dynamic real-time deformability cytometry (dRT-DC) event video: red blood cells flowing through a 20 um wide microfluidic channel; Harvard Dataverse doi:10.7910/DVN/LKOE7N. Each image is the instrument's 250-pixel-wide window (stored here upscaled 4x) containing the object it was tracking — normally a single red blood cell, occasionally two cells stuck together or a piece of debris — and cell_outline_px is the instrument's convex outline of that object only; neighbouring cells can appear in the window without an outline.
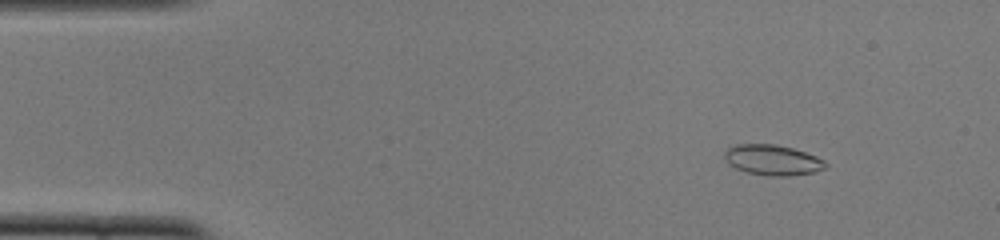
{"species": "common noctule bat (a hibernating species)", "species_latin": "Nyctalus noctula", "temperature_condition": "cold", "stored_images_in_passage": 52, "camera_frame_rate_fps": 3000, "um_per_image_px": 0.085, "animal": {"sex": "female", "body_mass_g": 22.0, "forearm_length_mm": 56.7}, "frame": {"image": 1, "passage_image": 6, "time_ms": 1.667, "image_size_px": [1000, 240], "cell_outline_px": [[828, 164], [824, 168], [816, 172], [788, 176], [768, 176], [748, 172], [736, 168], [728, 164], [724, 160], [724, 152], [728, 148], [736, 144], [776, 144], [792, 148], [816, 156], [824, 160]], "centroid_in_image_um": [65.66, 13.6], "position_along_channel_um": 19.3, "area_um2": 17.98}}
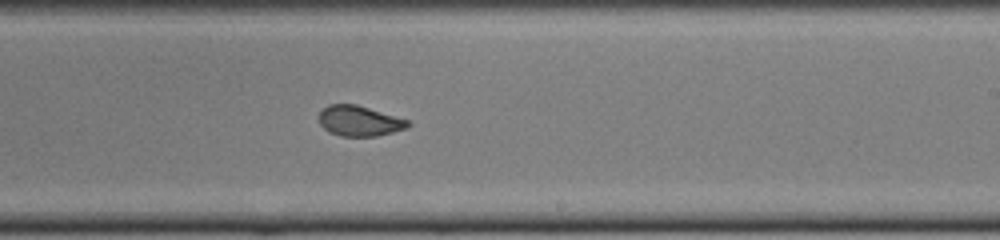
{"frame": {"image": 2, "passage_image": 31, "time_ms": 10.0, "image_size_px": [1000, 240], "cell_outline_px": [[412, 124], [408, 128], [376, 136], [340, 136], [328, 132], [320, 124], [320, 112], [328, 104], [356, 104], [408, 120]], "centroid_in_image_um": [30.55, 10.28], "position_along_channel_um": 258.4, "area_um2": 15.66}}
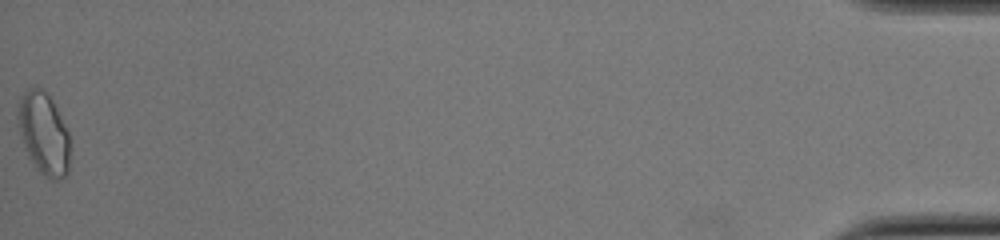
{"frame": {"image": 3, "passage_image": 52, "time_ms": 17.0, "image_size_px": [1000, 240], "cell_outline_px": [[68, 172], [60, 180], [52, 180], [44, 176], [36, 168], [28, 156], [16, 124], [16, 108], [20, 96], [28, 88], [40, 88], [52, 100], [68, 132]], "centroid_in_image_um": [3.66, 11.35], "position_along_channel_um": 431.5, "area_um2": 24.85}, "authors_computed_cell_mechanics": {"area_um2": 17.2822, "velocity_mm_per_s": 3.8684, "shape_relaxation_time_tau1_ms": 6.0076, "shape_relaxation_time_tau2_ms": 1.3618, "deformation_change_tau1": 0.1229, "deformation_change_tau2": 0.0485}}